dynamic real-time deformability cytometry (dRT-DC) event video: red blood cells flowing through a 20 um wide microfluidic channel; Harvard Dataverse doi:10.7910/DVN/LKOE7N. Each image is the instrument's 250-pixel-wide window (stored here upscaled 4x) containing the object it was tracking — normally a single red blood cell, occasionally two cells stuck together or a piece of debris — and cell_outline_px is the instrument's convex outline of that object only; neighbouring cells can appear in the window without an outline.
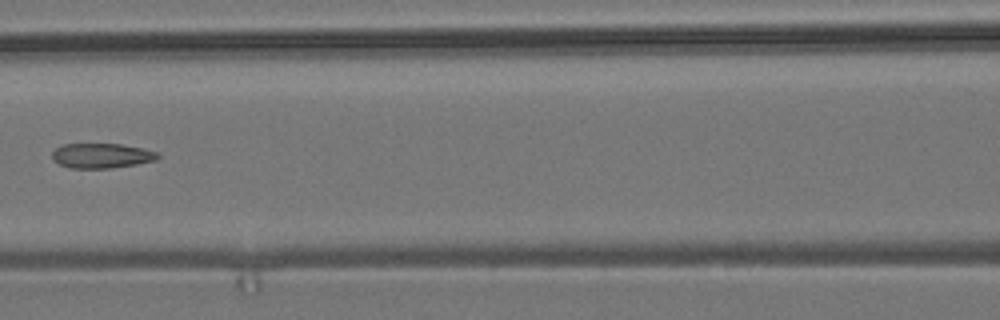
{"species": "common noctule bat (a hibernating species)", "species_latin": "Nyctalus noctula", "temperature_condition": "room temperature", "stored_images_in_passage": 7, "camera_frame_rate_fps": 3000, "um_per_image_px": 0.085, "animal": {"sex": "male", "body_mass_g": 19.2, "forearm_length_mm": 51.8}, "frame": {"image": 1, "passage_image": 6, "time_ms": 6.0, "image_size_px": [1000, 320], "cell_outline_px": [[160, 156], [156, 160], [136, 164], [112, 168], [68, 168], [60, 164], [52, 156], [52, 152], [56, 148], [64, 144], [120, 144], [144, 148], [160, 152]], "centroid_in_image_um": [8.69, 13.23], "position_along_channel_um": 157.9, "area_um2": 15.32}}
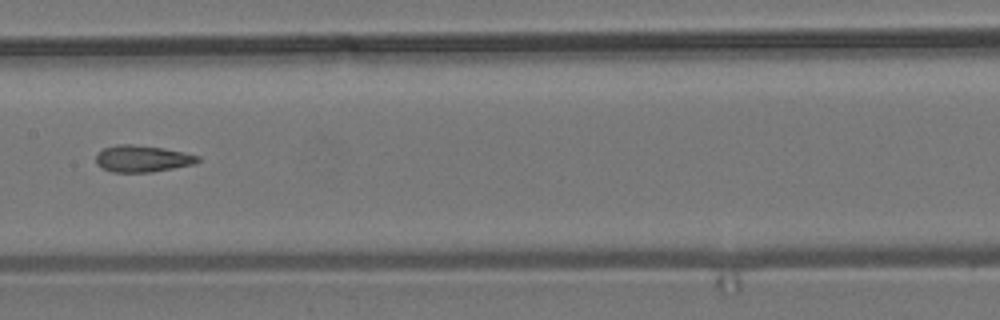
{"frame": {"image": 2, "passage_image": 7, "time_ms": 7.0, "image_size_px": [1000, 320], "cell_outline_px": [[200, 160], [196, 164], [152, 172], [112, 172], [96, 164], [96, 156], [104, 148], [116, 144], [132, 144], [164, 148], [184, 152], [200, 156]], "centroid_in_image_um": [12.13, 13.48], "position_along_channel_um": 195.3, "area_um2": 15.9}}